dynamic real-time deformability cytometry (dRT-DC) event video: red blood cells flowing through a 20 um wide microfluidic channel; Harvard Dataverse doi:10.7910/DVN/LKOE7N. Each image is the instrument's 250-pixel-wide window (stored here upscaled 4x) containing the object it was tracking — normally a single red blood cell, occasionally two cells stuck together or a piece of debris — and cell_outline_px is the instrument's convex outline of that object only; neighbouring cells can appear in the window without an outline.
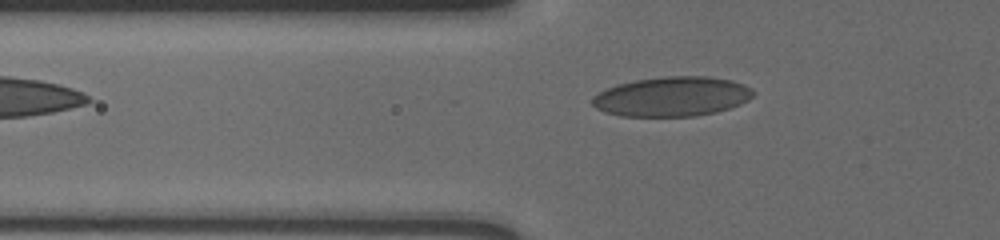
{"species": "human", "species_latin": "Homo sapiens", "temperature_condition": "cold", "stored_images_in_passage": 5, "camera_frame_rate_fps": 3000, "um_per_image_px": 0.085, "donor": {"sex": "male"}, "frame": {"image": 1, "passage_image": 5, "time_ms": 1.333, "image_size_px": [1000, 240], "cell_outline_px": [[756, 92], [748, 100], [740, 104], [716, 112], [696, 116], [620, 116], [604, 112], [596, 108], [592, 104], [592, 96], [616, 84], [636, 80], [664, 76], [708, 76], [732, 80], [744, 84], [752, 88]], "centroid_in_image_um": [57.13, 8.2], "position_along_channel_um": 68.7, "area_um2": 37.34}}